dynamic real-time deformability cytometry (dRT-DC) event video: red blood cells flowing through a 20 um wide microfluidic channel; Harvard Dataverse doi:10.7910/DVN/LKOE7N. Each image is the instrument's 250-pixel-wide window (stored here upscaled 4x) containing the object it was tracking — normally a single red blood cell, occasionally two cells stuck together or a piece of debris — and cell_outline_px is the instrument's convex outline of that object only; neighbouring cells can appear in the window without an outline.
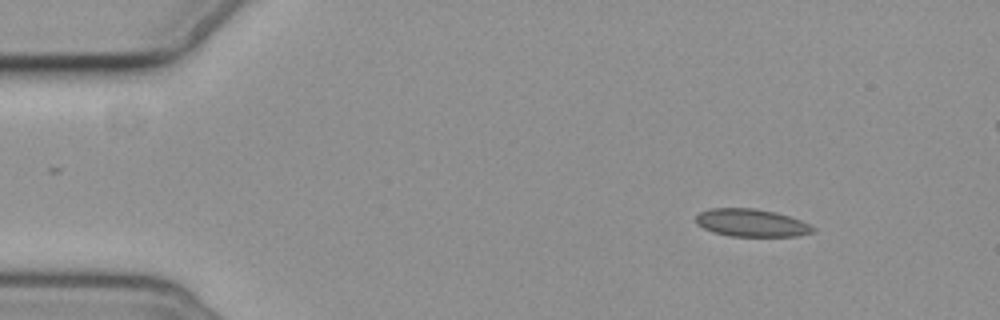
{"species": "common noctule bat (a hibernating species)", "species_latin": "Nyctalus noctula", "temperature_condition": "cold", "stored_images_in_passage": 6, "segment_of_instrument_passage": [1, 2], "camera_frame_rate_fps": 3000, "um_per_image_px": 0.085, "animal": {"sex": "female", "body_mass_g": 19.3, "forearm_length_mm": 54.1}, "frame": {"image": 1, "passage_image": 2, "time_ms": 1.333, "image_size_px": [1000, 320], "cell_outline_px": [[816, 232], [796, 236], [728, 236], [712, 232], [696, 224], [696, 216], [700, 212], [712, 208], [752, 208], [776, 212], [800, 220], [816, 228]], "centroid_in_image_um": [63.87, 18.95], "position_along_channel_um": 21.1, "area_um2": 18.9}}